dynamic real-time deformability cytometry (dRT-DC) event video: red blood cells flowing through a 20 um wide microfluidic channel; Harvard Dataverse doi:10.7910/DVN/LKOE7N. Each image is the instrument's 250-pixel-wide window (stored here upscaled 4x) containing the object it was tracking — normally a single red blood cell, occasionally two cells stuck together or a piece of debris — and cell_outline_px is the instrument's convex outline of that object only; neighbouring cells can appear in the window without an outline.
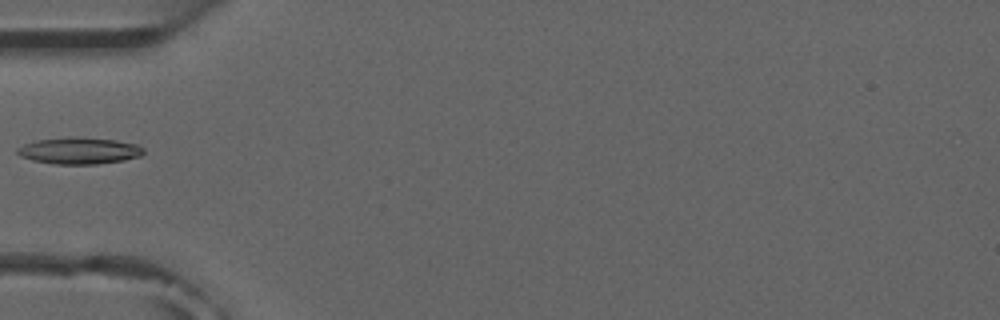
{"species": "common noctule bat (a hibernating species)", "species_latin": "Nyctalus noctula", "temperature_condition": "room temperature", "stored_images_in_passage": 5, "camera_frame_rate_fps": 3000, "um_per_image_px": 0.085, "animal": {"sex": "male", "forearm_length_mm": 52.5}, "frame": {"image": 1, "passage_image": 5, "time_ms": 4.667, "image_size_px": [1000, 320], "cell_outline_px": [[144, 152], [140, 156], [124, 160], [96, 164], [52, 164], [32, 160], [20, 156], [16, 152], [16, 148], [24, 144], [36, 140], [72, 136], [76, 136], [116, 140], [136, 144], [144, 148]], "centroid_in_image_um": [6.71, 12.8], "position_along_channel_um": 78.3, "area_um2": 19.77}}